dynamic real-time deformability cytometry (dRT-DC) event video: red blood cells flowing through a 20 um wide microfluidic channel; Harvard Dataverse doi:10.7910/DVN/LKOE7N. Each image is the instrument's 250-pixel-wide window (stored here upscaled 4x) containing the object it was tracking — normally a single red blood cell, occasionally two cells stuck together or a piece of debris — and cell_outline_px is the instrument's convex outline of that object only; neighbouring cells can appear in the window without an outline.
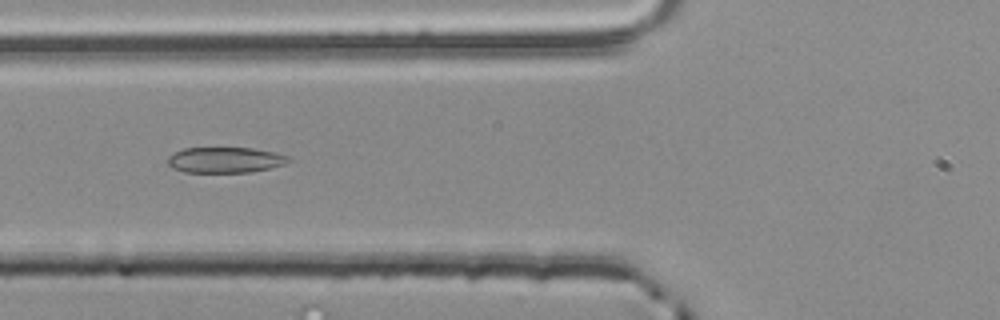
{"species": "common noctule bat (a hibernating species)", "species_latin": "Nyctalus noctula", "temperature_condition": "room temperature", "stored_images_in_passage": 37, "camera_frame_rate_fps": 3000, "um_per_image_px": 0.085, "animal": {"sex": "male", "body_mass_g": 20.4}, "frame": {"image": 1, "passage_image": 4, "time_ms": 1.0, "image_size_px": [1000, 320], "cell_outline_px": [[292, 160], [284, 164], [268, 168], [248, 172], [184, 172], [172, 168], [168, 164], [168, 156], [184, 148], [252, 148], [276, 152], [288, 156]], "centroid_in_image_um": [19.14, 13.59], "position_along_channel_um": 106.7, "area_um2": 17.98}}
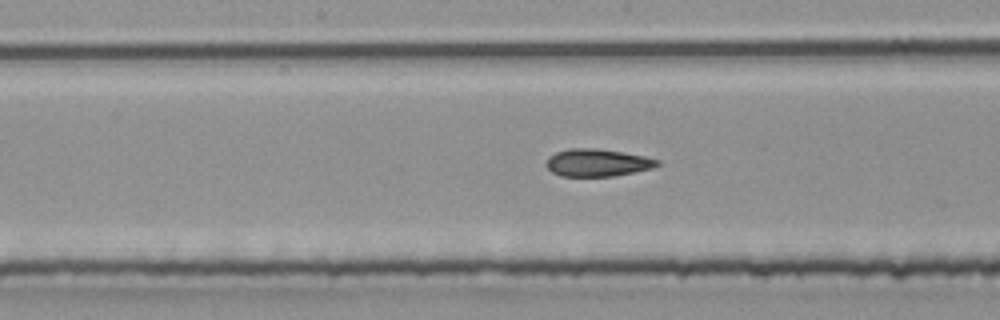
{"frame": {"image": 2, "passage_image": 11, "time_ms": 3.333, "image_size_px": [1000, 320], "cell_outline_px": [[660, 164], [652, 168], [612, 176], [560, 176], [552, 172], [544, 164], [548, 156], [556, 152], [568, 148], [596, 148], [624, 152], [644, 156], [660, 160]], "centroid_in_image_um": [50.74, 13.81], "position_along_channel_um": 197.5, "area_um2": 17.86}}
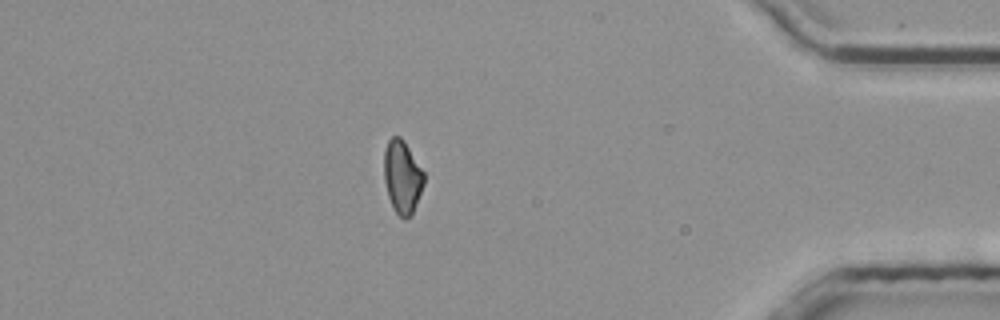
{"frame": {"image": 3, "passage_image": 30, "time_ms": 9.667, "image_size_px": [1000, 320], "cell_outline_px": [[424, 184], [412, 216], [404, 220], [396, 212], [388, 196], [384, 180], [384, 148], [388, 140], [392, 136], [400, 136], [404, 140], [424, 172]], "centroid_in_image_um": [34.19, 15.03], "position_along_channel_um": 401.0, "area_um2": 17.11}, "authors_computed_cell_mechanics": {"area_um2": 17.8602, "velocity_mm_per_s": 3.8681, "shape_relaxation_time_tau1_ms": null, "shape_relaxation_time_tau2_ms": 1.8995, "deformation_change_tau1": null, "deformation_change_tau2": 0.0903}}